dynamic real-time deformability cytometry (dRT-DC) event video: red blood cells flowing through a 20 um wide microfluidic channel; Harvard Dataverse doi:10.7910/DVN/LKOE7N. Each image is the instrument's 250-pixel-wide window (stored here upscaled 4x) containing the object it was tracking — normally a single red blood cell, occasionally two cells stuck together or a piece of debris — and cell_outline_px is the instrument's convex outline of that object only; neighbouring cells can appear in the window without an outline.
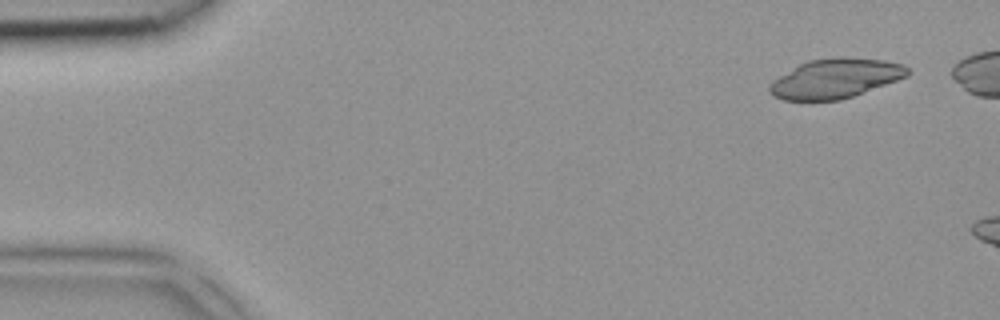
{"species": "common noctule bat (a hibernating species)", "species_latin": "Nyctalus noctula", "temperature_condition": "room temperature", "stored_images_in_passage": 2, "camera_frame_rate_fps": 3000, "um_per_image_px": 0.085, "animal": {"sex": "female", "body_mass_g": 18.4}, "frame": {"image": 1, "passage_image": 1, "time_ms": 0.0, "image_size_px": [1000, 320], "cell_outline_px": [[908, 76], [852, 96], [840, 100], [784, 100], [768, 92], [768, 84], [772, 80], [800, 64], [808, 60], [836, 56], [844, 56], [884, 60], [904, 64], [908, 68]], "centroid_in_image_um": [70.99, 6.65], "position_along_channel_um": 14.0, "area_um2": 31.73}}